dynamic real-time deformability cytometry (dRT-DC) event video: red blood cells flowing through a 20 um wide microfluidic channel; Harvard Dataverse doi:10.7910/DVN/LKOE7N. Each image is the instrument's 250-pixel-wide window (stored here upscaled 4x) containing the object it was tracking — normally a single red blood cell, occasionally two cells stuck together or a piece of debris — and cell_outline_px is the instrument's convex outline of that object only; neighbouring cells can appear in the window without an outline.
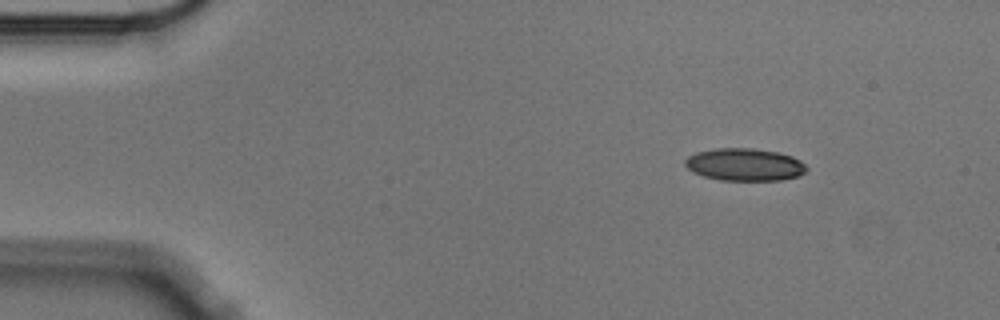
{"species": "Egyptian fruit bat (a non-hibernating species)", "species_latin": "Rousettus aegyptiacus", "temperature_condition": "cold", "stored_images_in_passage": 7, "camera_frame_rate_fps": 3000, "um_per_image_px": 0.085, "animal": {"sex": "male"}, "frame": {"image": 1, "passage_image": 1, "time_ms": 0.0, "image_size_px": [1000, 320], "cell_outline_px": [[808, 168], [804, 172], [796, 176], [780, 180], [720, 180], [704, 176], [692, 172], [684, 164], [684, 160], [688, 156], [696, 152], [716, 148], [752, 148], [776, 152], [792, 156], [800, 160]], "centroid_in_image_um": [63.26, 13.98], "position_along_channel_um": 21.7, "area_um2": 22.89}}
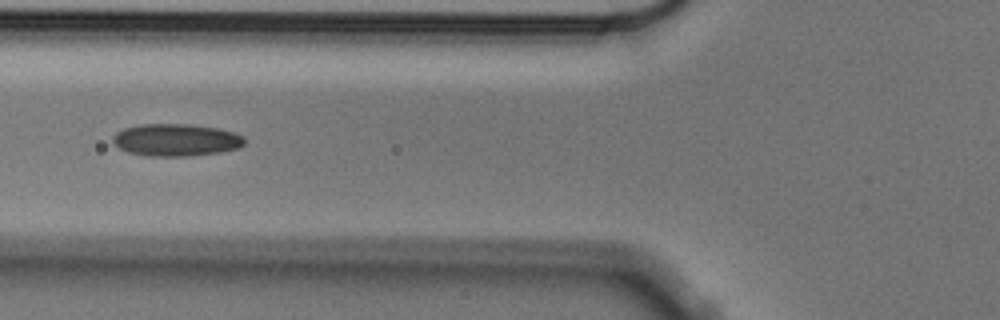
{"frame": {"image": 2, "passage_image": 5, "time_ms": 1.333, "image_size_px": [1000, 320], "cell_outline_px": [[244, 144], [240, 148], [220, 152], [188, 156], [144, 156], [128, 152], [120, 148], [112, 140], [112, 136], [116, 132], [124, 128], [140, 124], [188, 124], [220, 128], [244, 136]], "centroid_in_image_um": [14.96, 11.89], "position_along_channel_um": 110.8, "area_um2": 24.91}}
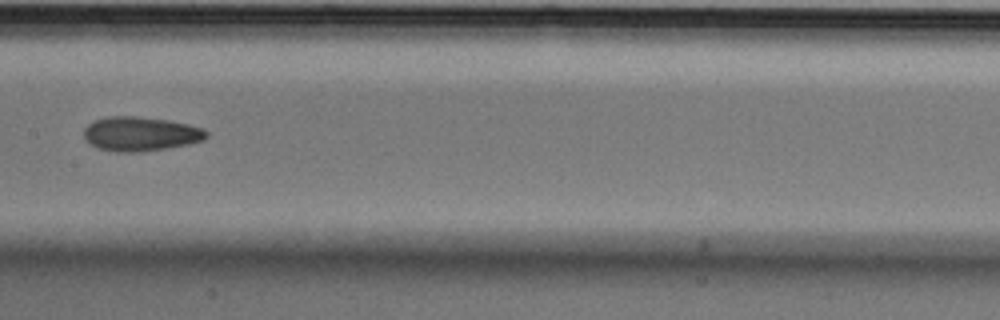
{"frame": {"image": 3, "passage_image": 7, "time_ms": 2.0, "image_size_px": [1000, 320], "cell_outline_px": [[208, 136], [204, 140], [188, 144], [140, 152], [116, 152], [96, 148], [84, 140], [84, 128], [92, 120], [108, 116], [136, 116], [168, 120], [188, 124], [204, 128], [208, 132]], "centroid_in_image_um": [11.91, 11.37], "position_along_channel_um": 195.5, "area_um2": 24.74}}